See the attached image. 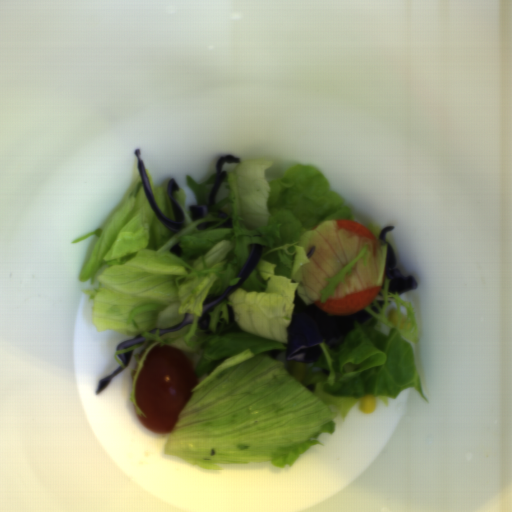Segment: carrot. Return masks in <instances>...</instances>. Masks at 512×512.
<instances>
[{
  "label": "carrot",
  "mask_w": 512,
  "mask_h": 512,
  "mask_svg": "<svg viewBox=\"0 0 512 512\" xmlns=\"http://www.w3.org/2000/svg\"><path fill=\"white\" fill-rule=\"evenodd\" d=\"M381 284L367 290L352 292L327 301L312 302L315 307L329 315H340L365 310L380 293Z\"/></svg>",
  "instance_id": "carrot-1"
},
{
  "label": "carrot",
  "mask_w": 512,
  "mask_h": 512,
  "mask_svg": "<svg viewBox=\"0 0 512 512\" xmlns=\"http://www.w3.org/2000/svg\"><path fill=\"white\" fill-rule=\"evenodd\" d=\"M336 223H337L339 229L347 230L354 235L365 237V238L371 240L374 248L376 246H378L377 238L368 226H366L360 222L353 221V220H343V219H336Z\"/></svg>",
  "instance_id": "carrot-2"
}]
</instances>
